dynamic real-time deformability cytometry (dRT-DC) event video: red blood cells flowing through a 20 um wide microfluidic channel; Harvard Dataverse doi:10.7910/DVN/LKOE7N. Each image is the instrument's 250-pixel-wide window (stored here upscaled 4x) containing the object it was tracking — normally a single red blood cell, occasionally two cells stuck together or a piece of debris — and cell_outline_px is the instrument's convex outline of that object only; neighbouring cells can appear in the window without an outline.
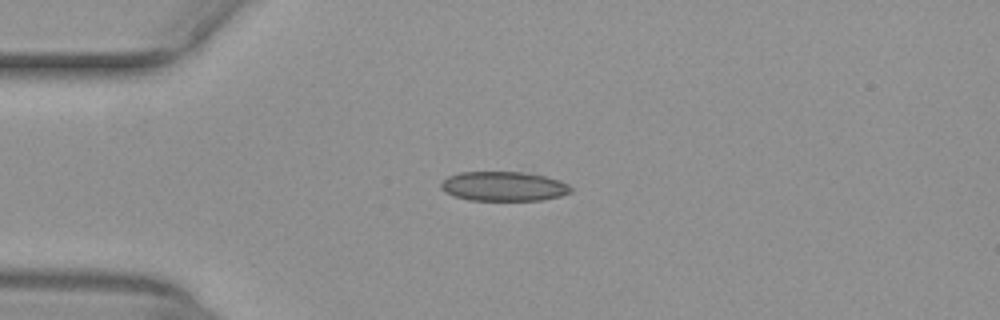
{"species": "common noctule bat (a hibernating species)", "species_latin": "Nyctalus noctula", "temperature_condition": "warm", "stored_images_in_passage": 40, "camera_frame_rate_fps": 3000, "um_per_image_px": 0.085, "animal": {"sex": "female", "body_mass_g": 29.2, "forearm_length_mm": 56.3}, "frame": {"image": 1, "passage_image": 1, "time_ms": 0.0, "image_size_px": [1000, 320], "cell_outline_px": [[572, 192], [560, 196], [540, 200], [468, 200], [456, 196], [440, 188], [440, 184], [448, 176], [460, 172], [524, 172], [544, 176], [560, 180], [568, 184], [572, 188]], "centroid_in_image_um": [42.84, 15.83], "position_along_channel_um": 42.2, "area_um2": 22.2}}
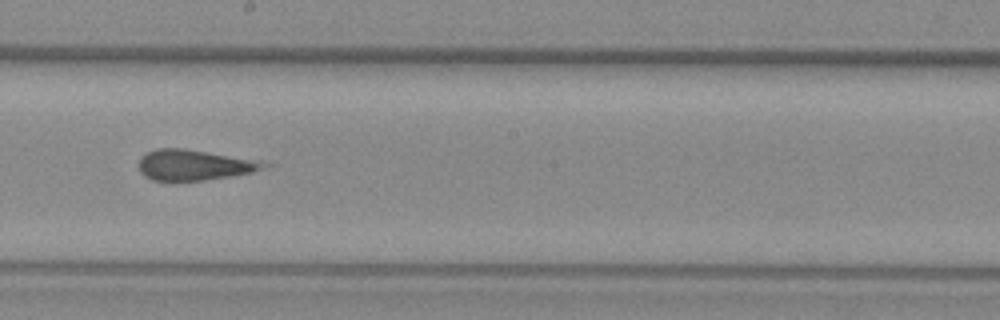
{"frame": {"image": 2, "passage_image": 17, "time_ms": 5.333, "image_size_px": [1000, 320], "cell_outline_px": [[272, 164], [252, 172], [204, 180], [152, 180], [144, 176], [140, 172], [140, 156], [156, 148], [184, 148], [260, 160]], "centroid_in_image_um": [16.5, 14.01], "position_along_channel_um": 231.7, "area_um2": 22.14}}
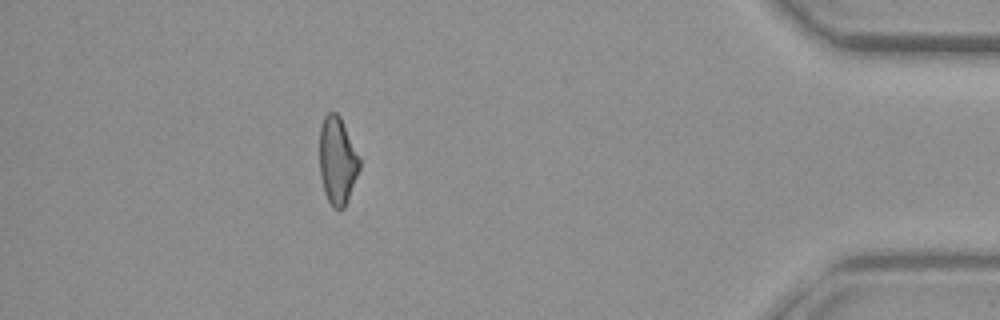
{"frame": {"image": 3, "passage_image": 34, "time_ms": 11.0, "image_size_px": [1000, 320], "cell_outline_px": [[360, 168], [344, 208], [332, 208], [324, 192], [320, 176], [320, 128], [324, 116], [328, 112], [336, 112], [340, 116], [360, 160]], "centroid_in_image_um": [28.66, 13.65], "position_along_channel_um": 406.5, "area_um2": 20.11}, "authors_computed_cell_mechanics": {"area_um2": 22.5998, "velocity_mm_per_s": 4.0153, "shape_relaxation_time_tau1_ms": 4.9551, "shape_relaxation_time_tau2_ms": 2.646, "deformation_change_tau1": 0.0878, "deformation_change_tau2": 0.1173}}